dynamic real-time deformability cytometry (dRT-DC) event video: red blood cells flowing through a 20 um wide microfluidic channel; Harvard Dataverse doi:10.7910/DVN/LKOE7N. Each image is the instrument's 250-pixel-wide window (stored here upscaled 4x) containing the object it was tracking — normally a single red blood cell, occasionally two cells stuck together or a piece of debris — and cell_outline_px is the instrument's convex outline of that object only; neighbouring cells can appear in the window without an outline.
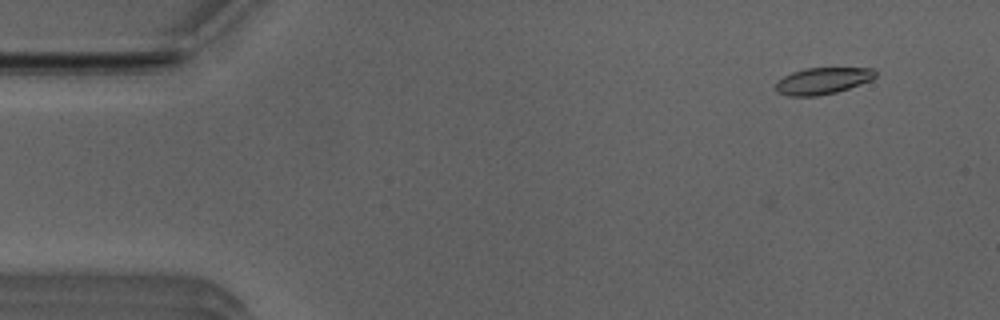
{"species": "Egyptian fruit bat (a non-hibernating species)", "species_latin": "Rousettus aegyptiacus", "temperature_condition": "room temperature", "stored_images_in_passage": 52, "camera_frame_rate_fps": 3000, "um_per_image_px": 0.085, "animal": {"sex": "male"}, "frame": {"image": 1, "passage_image": 5, "time_ms": 1.333, "image_size_px": [1000, 320], "cell_outline_px": [[876, 76], [872, 80], [836, 92], [816, 96], [788, 96], [776, 92], [772, 88], [776, 80], [792, 72], [804, 68], [872, 68], [876, 72]], "centroid_in_image_um": [69.85, 6.87], "position_along_channel_um": 15.2, "area_um2": 15.66}}
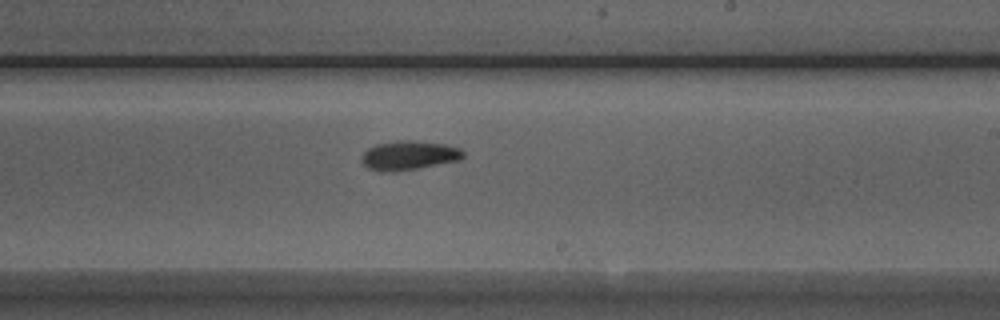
{"frame": {"image": 2, "passage_image": 31, "time_ms": 10.0, "image_size_px": [1000, 320], "cell_outline_px": [[464, 156], [460, 160], [416, 168], [384, 172], [368, 168], [364, 164], [364, 152], [368, 148], [376, 144], [400, 140], [412, 140], [444, 144], [460, 148], [464, 152]], "centroid_in_image_um": [34.79, 13.19], "position_along_channel_um": 254.2, "area_um2": 16.88}}
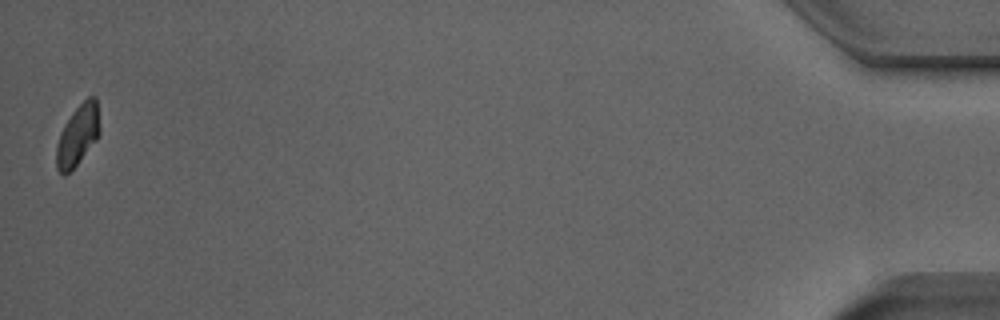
{"frame": {"image": 3, "passage_image": 52, "time_ms": 17.0, "image_size_px": [1000, 320], "cell_outline_px": [[100, 132], [96, 140], [76, 164], [64, 176], [56, 168], [56, 144], [60, 132], [64, 124], [72, 112], [88, 96], [96, 96], [100, 128]], "centroid_in_image_um": [6.6, 11.47], "position_along_channel_um": 428.6, "area_um2": 15.26}, "authors_computed_cell_mechanics": {"area_um2": 16.4152, "velocity_mm_per_s": 3.9381, "shape_relaxation_time_tau1_ms": 4.2918, "shape_relaxation_time_tau2_ms": null, "deformation_change_tau1": 0.1266, "deformation_change_tau2": null}}